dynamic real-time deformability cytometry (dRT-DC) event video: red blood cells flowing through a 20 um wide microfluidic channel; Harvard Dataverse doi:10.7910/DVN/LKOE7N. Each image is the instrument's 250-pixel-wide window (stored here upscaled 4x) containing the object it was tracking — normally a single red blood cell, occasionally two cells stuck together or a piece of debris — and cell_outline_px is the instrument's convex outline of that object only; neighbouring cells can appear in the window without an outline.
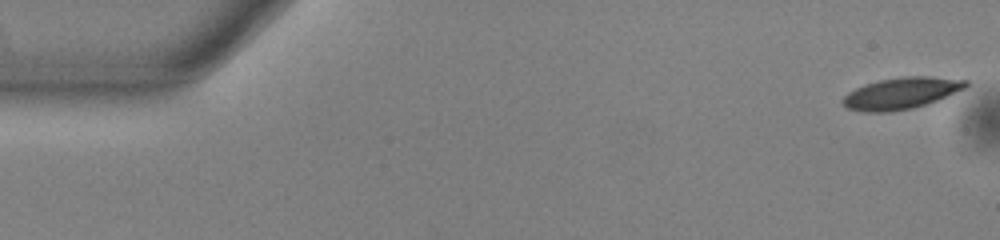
{"species": "common noctule bat (a hibernating species)", "species_latin": "Nyctalus noctula", "temperature_condition": "warm", "stored_images_in_passage": 53, "camera_frame_rate_fps": 3000, "um_per_image_px": 0.085, "animal": {"sex": "male", "body_mass_g": 13.0, "forearm_length_mm": 53.1}, "frame": {"image": 1, "passage_image": 1, "time_ms": 0.0, "image_size_px": [1000, 240], "cell_outline_px": [[968, 84], [964, 88], [936, 100], [912, 108], [888, 112], [864, 112], [848, 108], [840, 100], [848, 92], [864, 84], [880, 80], [904, 76], [928, 76], [968, 80]], "centroid_in_image_um": [76.56, 7.92], "position_along_channel_um": 8.4, "area_um2": 22.31}}
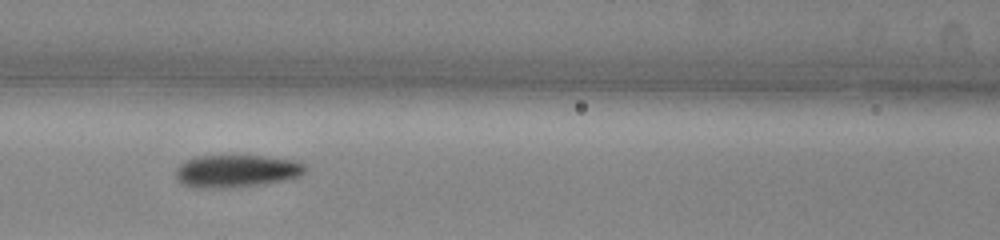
{"frame": {"image": 2, "passage_image": 23, "time_ms": 7.333, "image_size_px": [1000, 240], "cell_outline_px": [[308, 168], [304, 172], [296, 176], [284, 180], [264, 184], [228, 188], [196, 188], [184, 184], [176, 176], [176, 168], [180, 164], [188, 160], [200, 156], [264, 156], [296, 160], [304, 164]], "centroid_in_image_um": [20.12, 14.54], "position_along_channel_um": 146.5, "area_um2": 24.39}}
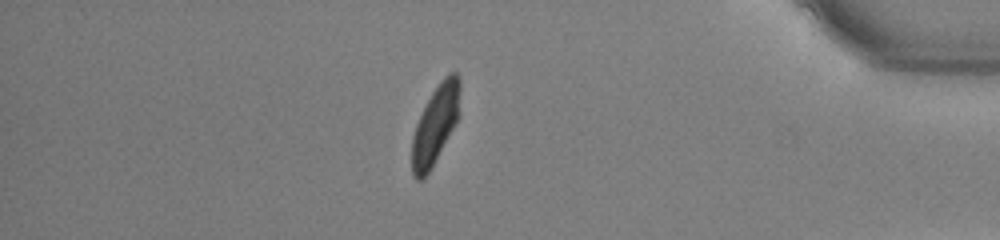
{"frame": {"image": 3, "passage_image": 46, "time_ms": 15.0, "image_size_px": [1000, 240], "cell_outline_px": [[460, 116], [432, 168], [420, 180], [416, 180], [412, 176], [412, 136], [416, 124], [432, 92], [440, 80], [448, 72], [456, 72], [460, 76]], "centroid_in_image_um": [37.04, 10.57], "position_along_channel_um": 398.2, "area_um2": 22.25}, "authors_computed_cell_mechanics": {"area_um2": 23.0044, "velocity_mm_per_s": 3.7995, "shape_relaxation_time_tau1_ms": 3.1681, "shape_relaxation_time_tau2_ms": 1.9364, "deformation_change_tau1": 0.1365, "deformation_change_tau2": 0.0692}}